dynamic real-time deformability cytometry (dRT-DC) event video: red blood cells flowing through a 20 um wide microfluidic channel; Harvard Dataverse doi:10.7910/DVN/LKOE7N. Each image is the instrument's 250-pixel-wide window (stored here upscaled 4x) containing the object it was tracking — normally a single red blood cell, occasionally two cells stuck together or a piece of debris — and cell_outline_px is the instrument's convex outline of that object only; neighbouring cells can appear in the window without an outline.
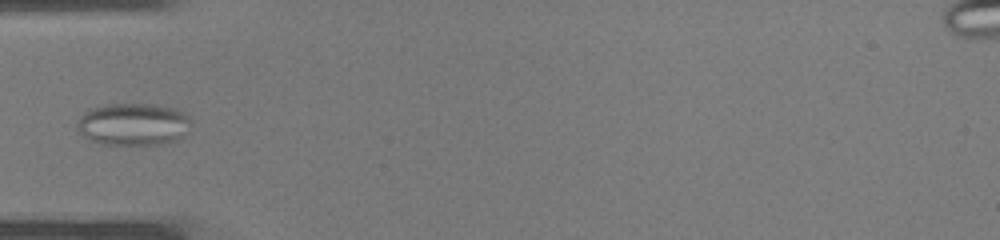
{"species": "common noctule bat (a hibernating species)", "species_latin": "Nyctalus noctula", "temperature_condition": "warm", "stored_images_in_passage": 28, "camera_frame_rate_fps": 3000, "um_per_image_px": 0.085, "animal": {"sex": "male", "body_mass_g": 19.0, "forearm_length_mm": 50.8}, "frame": {"image": 1, "passage_image": 3, "time_ms": 0.667, "image_size_px": [1000, 240], "cell_outline_px": [[192, 132], [176, 140], [160, 144], [104, 144], [92, 140], [84, 136], [76, 128], [76, 124], [80, 116], [84, 112], [92, 108], [104, 104], [156, 104], [176, 108], [184, 112], [192, 120]], "centroid_in_image_um": [11.4, 10.55], "position_along_channel_um": 73.6, "area_um2": 28.55}}
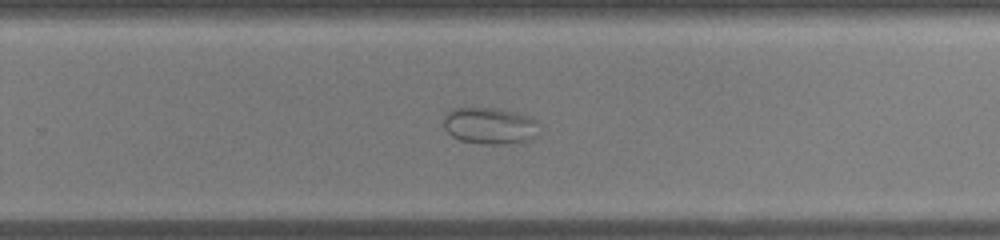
{"frame": {"image": 2, "passage_image": 15, "time_ms": 4.667, "image_size_px": [1000, 240], "cell_outline_px": [[540, 124], [536, 136], [532, 140], [520, 144], [484, 144], [460, 140], [452, 136], [444, 128], [444, 116], [452, 108], [496, 108], [516, 112], [528, 116], [536, 120]], "centroid_in_image_um": [41.69, 10.71], "position_along_channel_um": 288.1, "area_um2": 20.81}}
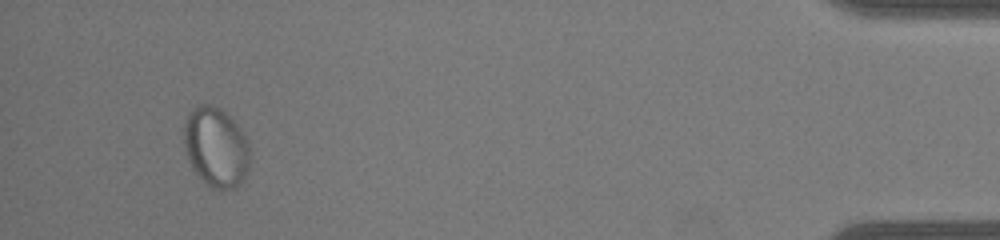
{"frame": {"image": 3, "passage_image": 26, "time_ms": 8.333, "image_size_px": [1000, 240], "cell_outline_px": [[248, 164], [244, 176], [240, 184], [232, 188], [208, 188], [192, 168], [188, 160], [184, 144], [184, 120], [188, 112], [204, 104], [208, 104], [220, 108], [244, 132], [248, 144]], "centroid_in_image_um": [18.32, 12.51], "position_along_channel_um": 416.9, "area_um2": 30.35}}